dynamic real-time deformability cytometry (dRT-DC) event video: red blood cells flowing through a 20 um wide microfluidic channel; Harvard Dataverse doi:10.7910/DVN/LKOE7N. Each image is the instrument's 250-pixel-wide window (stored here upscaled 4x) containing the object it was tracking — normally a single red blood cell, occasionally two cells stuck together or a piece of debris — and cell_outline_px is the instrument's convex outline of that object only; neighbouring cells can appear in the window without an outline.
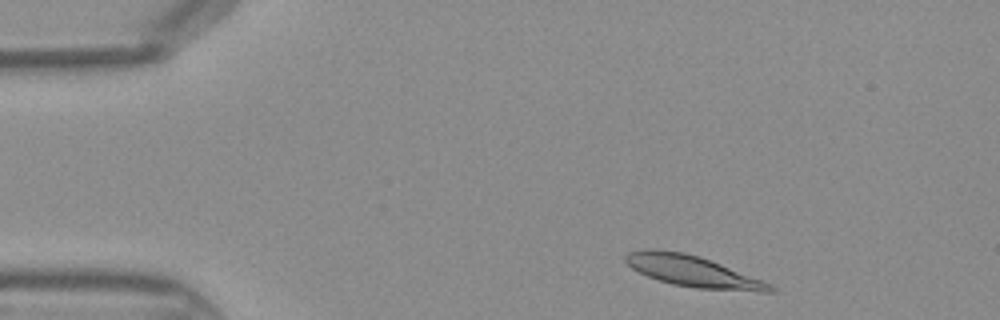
{"species": "Egyptian fruit bat (a non-hibernating species)", "species_latin": "Rousettus aegyptiacus", "temperature_condition": "warm", "stored_images_in_passage": 33, "camera_frame_rate_fps": 3000, "um_per_image_px": 0.085, "frame": {"image": 1, "passage_image": 1, "time_ms": 0.0, "image_size_px": [1000, 320], "cell_outline_px": [[776, 292], [760, 292], [696, 288], [672, 284], [648, 276], [632, 268], [624, 260], [624, 256], [628, 252], [644, 248], [656, 248], [684, 252], [700, 256], [772, 284], [776, 288]], "centroid_in_image_um": [58.88, 23.05], "position_along_channel_um": 26.1, "area_um2": 26.3}}
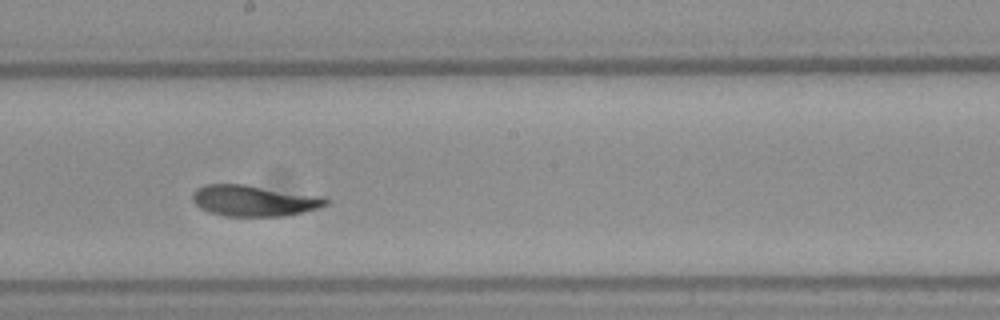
{"frame": {"image": 2, "passage_image": 19, "time_ms": 6.0, "image_size_px": [1000, 320], "cell_outline_px": [[328, 204], [320, 208], [284, 216], [224, 216], [208, 212], [200, 208], [192, 200], [192, 192], [196, 188], [208, 184], [244, 184], [324, 196], [328, 200]], "centroid_in_image_um": [21.59, 17.05], "position_along_channel_um": 226.6, "area_um2": 24.33}}
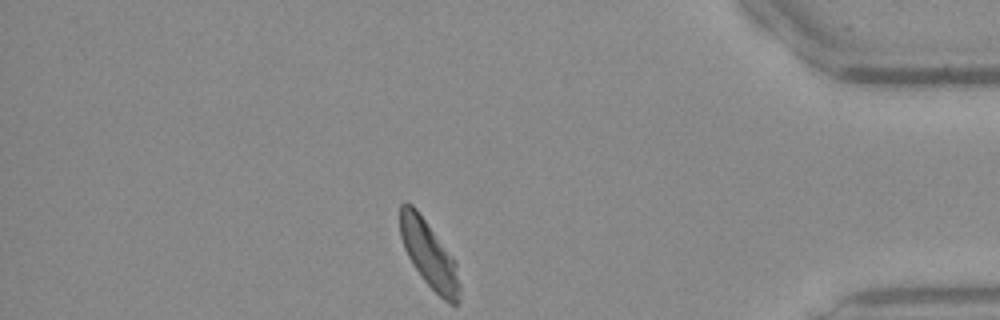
{"frame": {"image": 3, "passage_image": 33, "time_ms": 10.667, "image_size_px": [1000, 320], "cell_outline_px": [[460, 300], [456, 304], [448, 304], [424, 280], [412, 264], [404, 248], [400, 236], [400, 204], [404, 200], [412, 204], [416, 208], [456, 260], [460, 284]], "centroid_in_image_um": [36.48, 21.61], "position_along_channel_um": 398.7, "area_um2": 23.35}}